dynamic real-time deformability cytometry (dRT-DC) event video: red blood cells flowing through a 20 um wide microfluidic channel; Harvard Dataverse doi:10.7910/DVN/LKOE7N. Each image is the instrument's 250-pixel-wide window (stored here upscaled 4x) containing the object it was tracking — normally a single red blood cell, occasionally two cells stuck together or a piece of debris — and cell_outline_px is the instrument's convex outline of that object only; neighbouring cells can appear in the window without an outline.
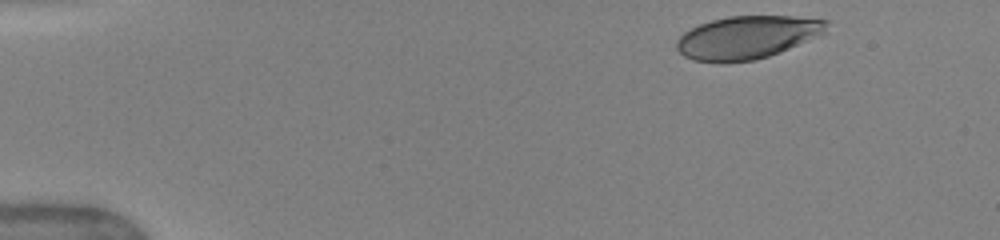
{"species": "human", "species_latin": "Homo sapiens", "temperature_condition": "warm", "stored_images_in_passage": 18, "camera_frame_rate_fps": 3000, "um_per_image_px": 0.085, "donor": {"sex": "female"}, "frame": {"image": 1, "passage_image": 1, "time_ms": 0.0, "image_size_px": [1000, 240], "cell_outline_px": [[828, 32], [780, 52], [756, 60], [724, 64], [720, 64], [692, 60], [684, 56], [676, 48], [676, 40], [684, 32], [700, 24], [712, 20], [728, 16], [792, 16], [828, 20]], "centroid_in_image_um": [63.5, 3.2], "position_along_channel_um": 21.5, "area_um2": 37.97}}
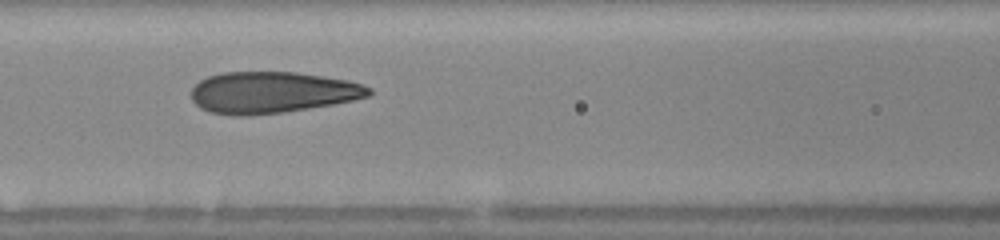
{"frame": {"image": 2, "passage_image": 12, "time_ms": 5.667, "image_size_px": [1000, 240], "cell_outline_px": [[372, 92], [368, 96], [352, 100], [332, 104], [284, 112], [248, 116], [232, 116], [208, 112], [200, 108], [192, 100], [192, 88], [200, 80], [208, 76], [224, 72], [296, 72], [348, 80], [364, 84], [372, 88]], "centroid_in_image_um": [23.11, 7.86], "position_along_channel_um": 143.5, "area_um2": 43.06}}
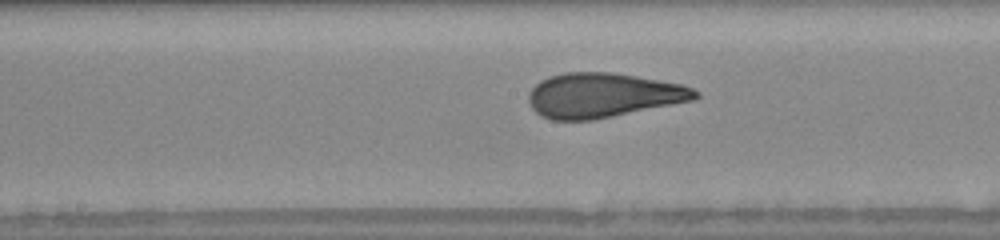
{"frame": {"image": 3, "passage_image": 15, "time_ms": 7.0, "image_size_px": [1000, 240], "cell_outline_px": [[700, 96], [692, 100], [592, 120], [552, 120], [540, 116], [532, 108], [528, 100], [528, 92], [540, 80], [548, 76], [564, 72], [608, 72], [680, 84], [692, 88], [700, 92]], "centroid_in_image_um": [51.18, 8.1], "position_along_channel_um": 197.0, "area_um2": 42.89}}